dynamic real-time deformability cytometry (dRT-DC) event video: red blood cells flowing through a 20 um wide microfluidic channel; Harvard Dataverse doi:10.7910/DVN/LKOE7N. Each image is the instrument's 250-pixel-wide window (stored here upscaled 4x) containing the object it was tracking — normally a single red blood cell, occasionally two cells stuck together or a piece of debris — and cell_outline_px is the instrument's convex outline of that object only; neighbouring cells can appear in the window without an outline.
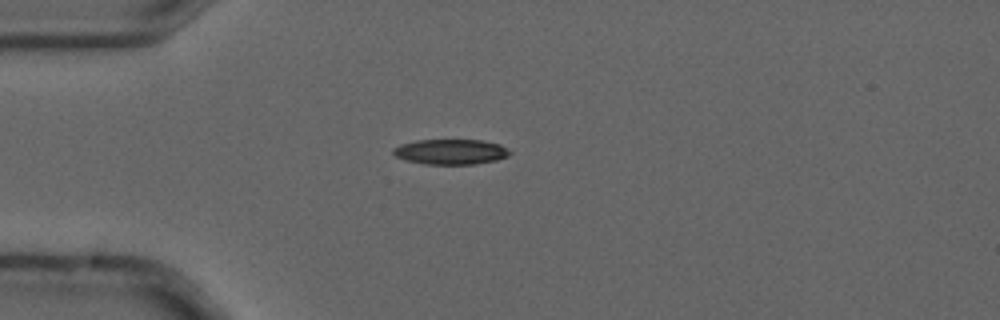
{"species": "common noctule bat (a hibernating species)", "species_latin": "Nyctalus noctula", "temperature_condition": "cold", "stored_images_in_passage": 6, "camera_frame_rate_fps": 3000, "um_per_image_px": 0.085, "animal": {"sex": "male", "forearm_length_mm": 52.5}, "frame": {"image": 1, "passage_image": 3, "time_ms": 0.667, "image_size_px": [1000, 320], "cell_outline_px": [[512, 152], [508, 156], [496, 160], [472, 164], [424, 164], [404, 160], [396, 156], [392, 152], [392, 148], [400, 144], [416, 140], [480, 140], [500, 144]], "centroid_in_image_um": [38.28, 12.9], "position_along_channel_um": 46.7, "area_um2": 17.17}}
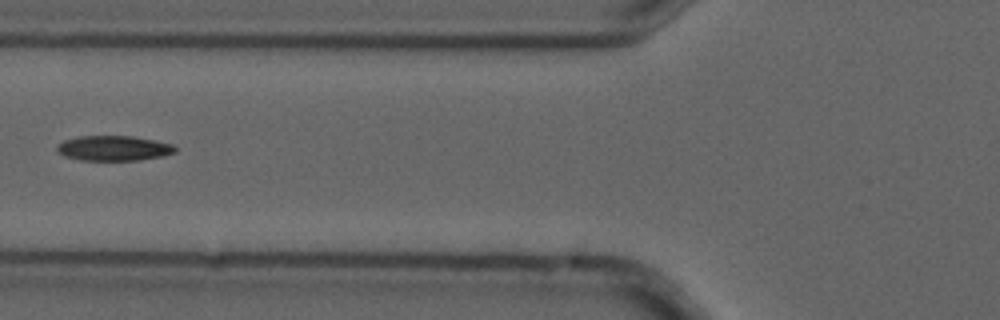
{"frame": {"image": 2, "passage_image": 5, "time_ms": 1.333, "image_size_px": [1000, 320], "cell_outline_px": [[176, 152], [164, 156], [140, 160], [80, 160], [64, 156], [56, 152], [56, 144], [64, 140], [80, 136], [132, 136], [156, 140], [172, 144], [176, 148]], "centroid_in_image_um": [9.65, 12.6], "position_along_channel_um": 116.2, "area_um2": 17.46}}
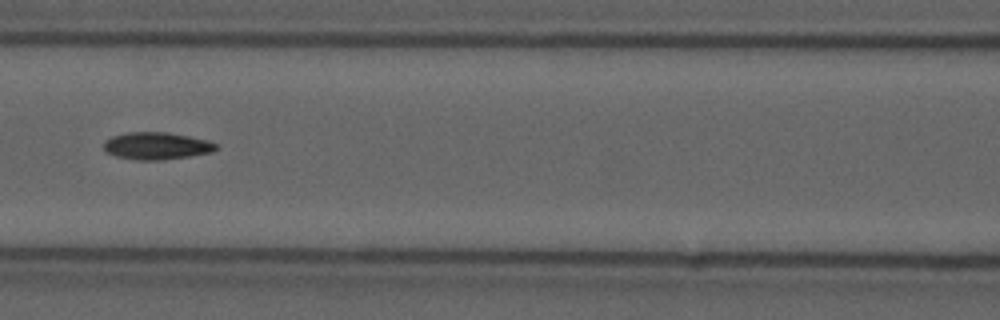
{"frame": {"image": 3, "passage_image": 6, "time_ms": 1.667, "image_size_px": [1000, 320], "cell_outline_px": [[220, 148], [212, 152], [188, 156], [160, 160], [136, 160], [116, 156], [108, 152], [104, 148], [104, 140], [112, 136], [128, 132], [168, 132], [208, 140], [216, 144]], "centroid_in_image_um": [13.32, 12.39], "position_along_channel_um": 153.3, "area_um2": 17.8}}